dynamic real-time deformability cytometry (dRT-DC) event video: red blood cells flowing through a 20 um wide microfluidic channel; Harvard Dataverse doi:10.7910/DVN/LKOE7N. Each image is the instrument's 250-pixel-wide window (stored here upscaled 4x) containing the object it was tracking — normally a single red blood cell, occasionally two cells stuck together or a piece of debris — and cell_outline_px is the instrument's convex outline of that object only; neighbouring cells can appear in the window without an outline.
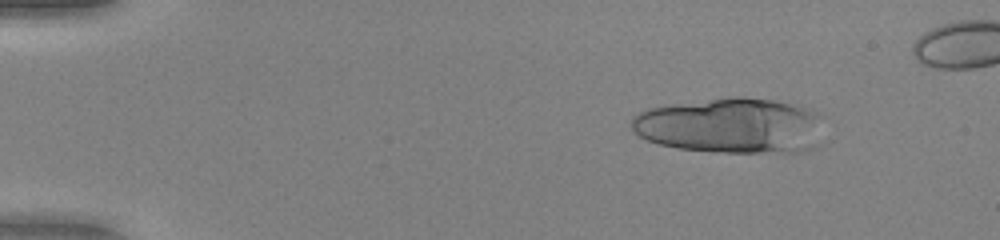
{"species": "human", "species_latin": "Homo sapiens", "temperature_condition": "warm", "stored_images_in_passage": 40, "camera_frame_rate_fps": 3000, "um_per_image_px": 0.085, "donor": {"sex": "female"}, "frame": {"image": 1, "passage_image": 7, "time_ms": 2.0, "image_size_px": [1000, 240], "cell_outline_px": [[828, 116], [820, 144], [812, 148], [800, 152], [712, 152], [680, 148], [660, 144], [644, 140], [628, 124], [632, 116], [648, 108], [672, 104], [728, 96], [744, 96], [776, 100], [812, 108]], "centroid_in_image_um": [62.26, 10.66], "position_along_channel_um": 22.7, "area_um2": 64.04}}